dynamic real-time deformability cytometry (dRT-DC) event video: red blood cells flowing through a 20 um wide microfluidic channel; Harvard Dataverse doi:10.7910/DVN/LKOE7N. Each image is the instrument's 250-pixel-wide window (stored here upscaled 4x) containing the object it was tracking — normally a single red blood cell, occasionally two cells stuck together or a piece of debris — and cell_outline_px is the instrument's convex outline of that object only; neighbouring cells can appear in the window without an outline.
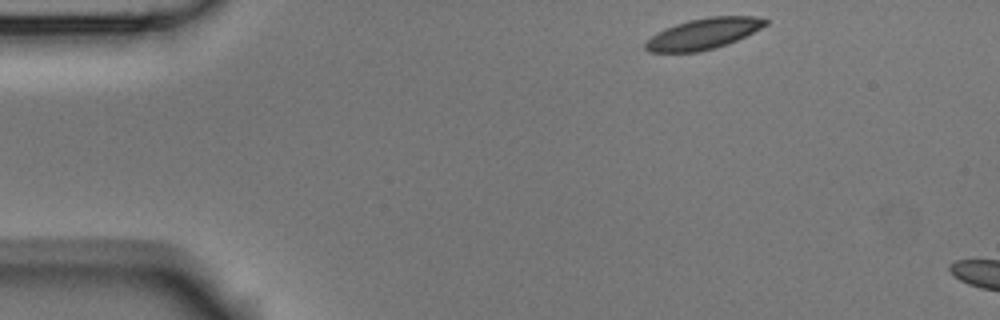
{"species": "Egyptian fruit bat (a non-hibernating species)", "species_latin": "Rousettus aegyptiacus", "temperature_condition": "room temperature", "stored_images_in_passage": 5, "camera_frame_rate_fps": 3000, "um_per_image_px": 0.085, "animal": {"sex": "male"}, "frame": {"image": 1, "passage_image": 1, "time_ms": 0.0, "image_size_px": [1000, 320], "cell_outline_px": [[768, 24], [728, 44], [716, 48], [696, 52], [648, 52], [644, 48], [644, 44], [656, 32], [676, 24], [688, 20], [708, 16], [756, 16], [768, 20]], "centroid_in_image_um": [59.78, 2.86], "position_along_channel_um": 25.2, "area_um2": 21.56}}